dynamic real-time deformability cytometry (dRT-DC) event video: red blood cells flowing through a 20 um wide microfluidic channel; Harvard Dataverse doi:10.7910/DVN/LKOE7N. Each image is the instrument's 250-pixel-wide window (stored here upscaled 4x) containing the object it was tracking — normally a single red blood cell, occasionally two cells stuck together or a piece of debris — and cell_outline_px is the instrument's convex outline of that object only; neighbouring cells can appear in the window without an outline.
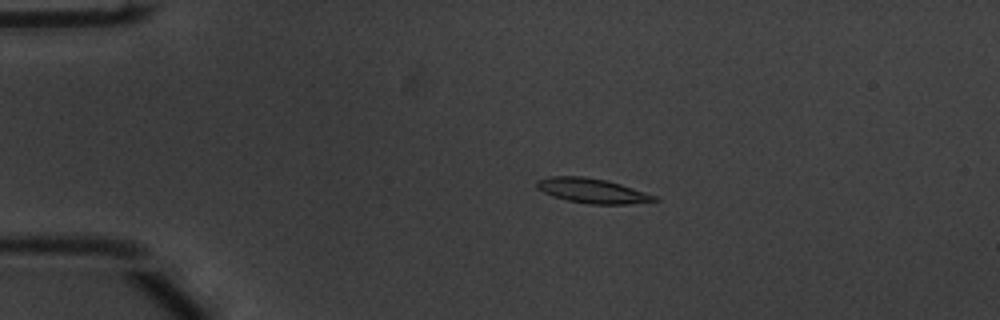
{"species": "common noctule bat (a hibernating species)", "species_latin": "Nyctalus noctula", "temperature_condition": "warm", "stored_images_in_passage": 48, "camera_frame_rate_fps": 3000, "um_per_image_px": 0.085, "animal": {"sex": "male", "body_mass_g": 20.1, "forearm_length_mm": 53.5}, "frame": {"image": 1, "passage_image": 5, "time_ms": 1.333, "image_size_px": [1000, 320], "cell_outline_px": [[660, 200], [628, 204], [588, 204], [568, 200], [552, 196], [536, 188], [536, 180], [552, 176], [584, 176], [604, 180], [620, 184], [656, 196]], "centroid_in_image_um": [50.3, 16.21], "position_along_channel_um": 34.7, "area_um2": 16.76}}
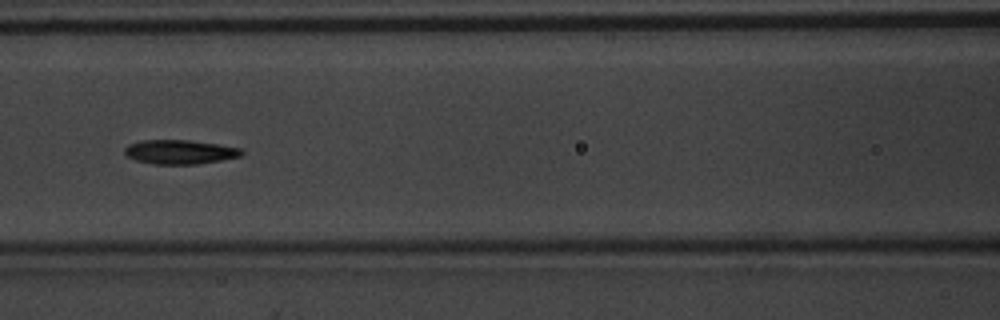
{"frame": {"image": 2, "passage_image": 18, "time_ms": 5.667, "image_size_px": [1000, 320], "cell_outline_px": [[244, 152], [240, 156], [220, 160], [196, 164], [152, 164], [136, 160], [128, 156], [124, 152], [124, 148], [128, 144], [140, 140], [188, 140], [216, 144], [240, 148]], "centroid_in_image_um": [15.24, 12.91], "position_along_channel_um": 151.4, "area_um2": 16.36}}
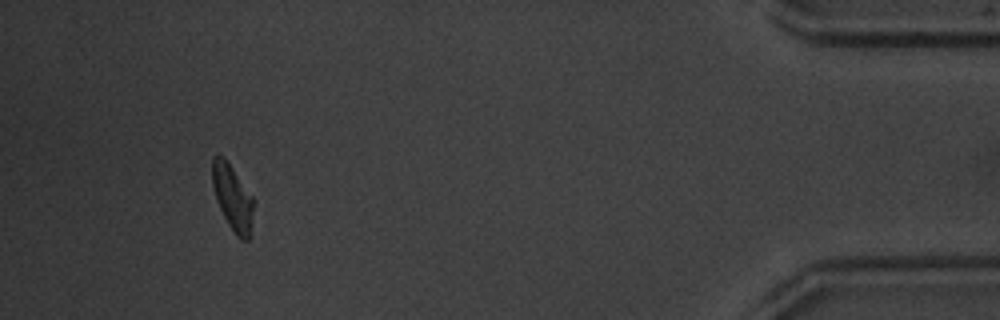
{"frame": {"image": 3, "passage_image": 44, "time_ms": 14.333, "image_size_px": [1000, 320], "cell_outline_px": [[252, 212], [248, 240], [240, 240], [236, 236], [228, 224], [216, 200], [212, 184], [212, 160], [216, 156], [224, 156], [252, 196]], "centroid_in_image_um": [19.73, 16.78], "position_along_channel_um": 415.5, "area_um2": 15.32}, "authors_computed_cell_mechanics": {"area_um2": 16.3574, "velocity_mm_per_s": 3.7674, "shape_relaxation_time_tau1_ms": 3.6947, "shape_relaxation_time_tau2_ms": 4.0404, "deformation_change_tau1": 0.1696, "deformation_change_tau2": 0.1173}}